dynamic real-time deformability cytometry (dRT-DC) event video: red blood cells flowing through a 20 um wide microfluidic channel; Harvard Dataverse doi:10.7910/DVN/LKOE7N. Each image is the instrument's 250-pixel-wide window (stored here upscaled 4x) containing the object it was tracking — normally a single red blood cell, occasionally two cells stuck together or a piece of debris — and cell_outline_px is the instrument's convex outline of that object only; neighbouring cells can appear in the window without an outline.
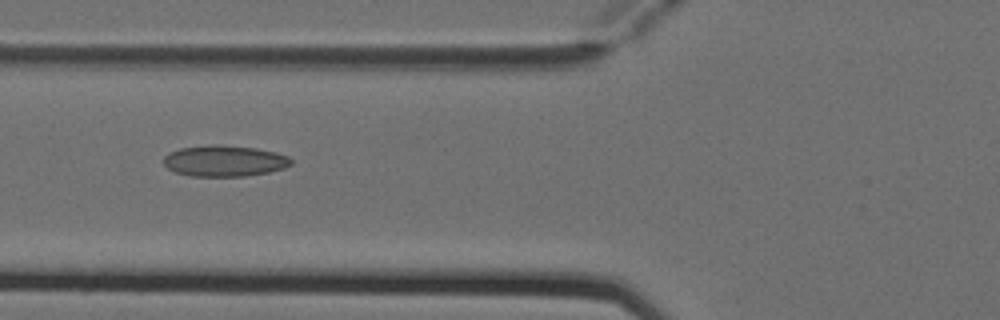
{"species": "Egyptian fruit bat (a non-hibernating species)", "species_latin": "Rousettus aegyptiacus", "temperature_condition": "cold", "stored_images_in_passage": 7, "camera_frame_rate_fps": 3000, "um_per_image_px": 0.085, "animal": {"sex": "female"}, "frame": {"image": 1, "passage_image": 5, "time_ms": 1.333, "image_size_px": [1000, 320], "cell_outline_px": [[292, 164], [284, 168], [268, 172], [244, 176], [188, 176], [176, 172], [168, 168], [164, 164], [164, 156], [168, 152], [180, 148], [212, 144], [216, 144], [256, 148], [276, 152], [288, 156], [292, 160]], "centroid_in_image_um": [19.07, 13.67], "position_along_channel_um": 106.7, "area_um2": 23.18}}
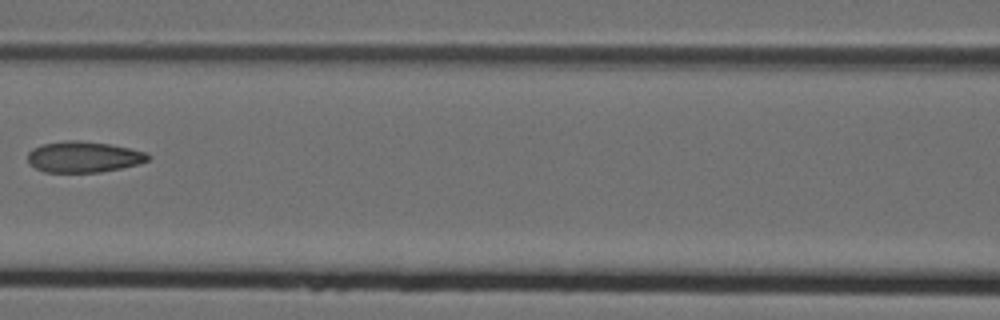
{"frame": {"image": 2, "passage_image": 6, "time_ms": 1.667, "image_size_px": [1000, 320], "cell_outline_px": [[152, 156], [148, 160], [136, 164], [120, 168], [100, 172], [44, 172], [28, 164], [28, 152], [32, 148], [44, 144], [64, 140], [80, 140], [112, 144], [148, 152]], "centroid_in_image_um": [7.11, 13.32], "position_along_channel_um": 159.5, "area_um2": 21.91}}
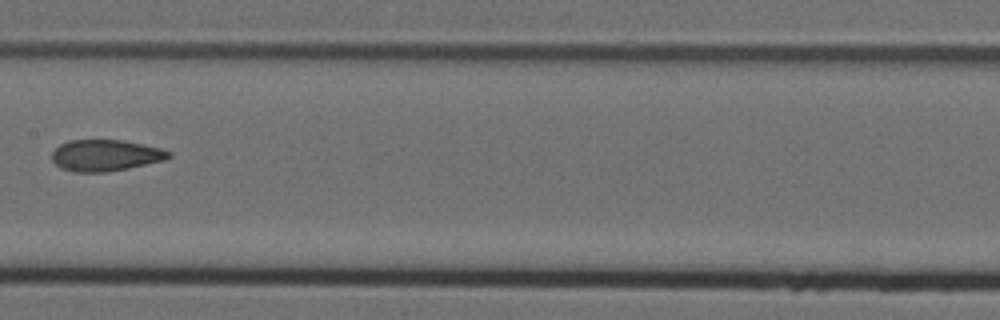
{"frame": {"image": 3, "passage_image": 7, "time_ms": 2.0, "image_size_px": [1000, 320], "cell_outline_px": [[172, 156], [164, 160], [128, 168], [108, 172], [72, 172], [60, 168], [52, 160], [52, 152], [60, 144], [68, 140], [124, 140], [160, 148], [172, 152]], "centroid_in_image_um": [8.95, 13.21], "position_along_channel_um": 198.4, "area_um2": 21.44}}